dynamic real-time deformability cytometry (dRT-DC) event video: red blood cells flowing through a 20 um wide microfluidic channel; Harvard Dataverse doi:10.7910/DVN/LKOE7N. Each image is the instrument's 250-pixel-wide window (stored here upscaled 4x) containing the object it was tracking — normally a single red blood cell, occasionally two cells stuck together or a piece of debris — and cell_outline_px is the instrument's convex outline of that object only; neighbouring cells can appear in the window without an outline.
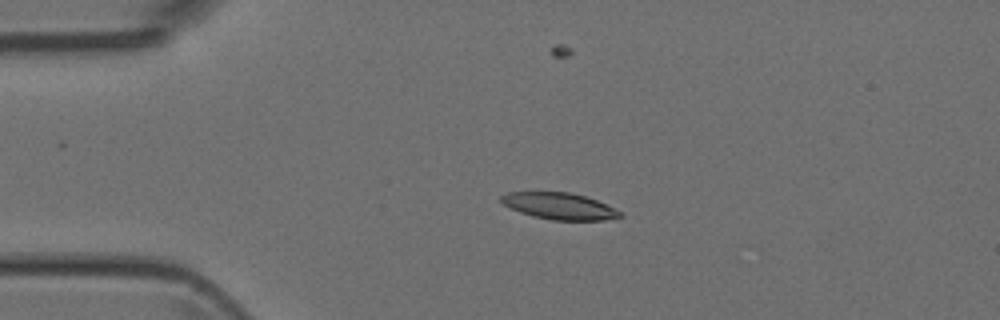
{"species": "Egyptian fruit bat (a non-hibernating species)", "species_latin": "Rousettus aegyptiacus", "temperature_condition": "room temperature", "stored_images_in_passage": 5, "camera_frame_rate_fps": 3000, "um_per_image_px": 0.085, "animal": {"sex": "female"}, "frame": {"image": 1, "passage_image": 4, "time_ms": 3.333, "image_size_px": [1000, 320], "cell_outline_px": [[624, 216], [604, 220], [552, 220], [532, 216], [520, 212], [504, 204], [500, 200], [500, 196], [508, 192], [568, 192], [584, 196], [596, 200], [620, 212]], "centroid_in_image_um": [47.52, 17.52], "position_along_channel_um": 37.5, "area_um2": 18.15}}